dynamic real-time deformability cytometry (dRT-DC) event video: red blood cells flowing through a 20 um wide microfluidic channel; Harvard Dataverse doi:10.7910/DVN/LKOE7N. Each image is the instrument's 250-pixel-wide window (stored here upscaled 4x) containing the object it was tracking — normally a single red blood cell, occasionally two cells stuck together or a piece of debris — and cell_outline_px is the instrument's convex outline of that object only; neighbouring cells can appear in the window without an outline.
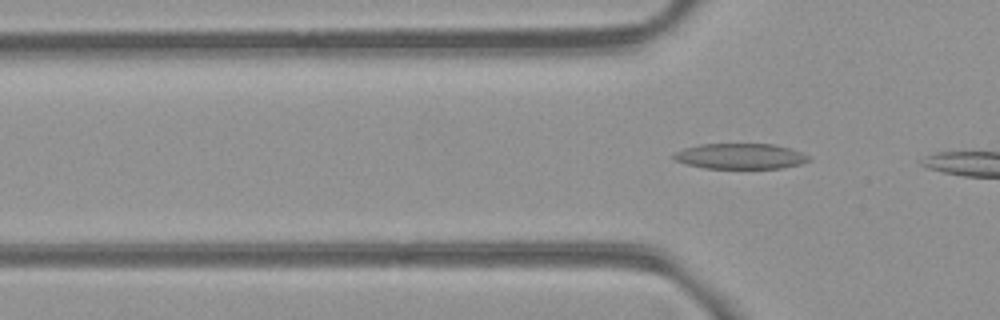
{"species": "common noctule bat (a hibernating species)", "species_latin": "Nyctalus noctula", "temperature_condition": "room temperature", "stored_images_in_passage": 2, "camera_frame_rate_fps": 3000, "um_per_image_px": 0.085, "animal": {"sex": "female", "body_mass_g": 21.9}, "frame": {"image": 1, "passage_image": 2, "time_ms": 1.333, "image_size_px": [1000, 320], "cell_outline_px": [[812, 160], [800, 164], [780, 168], [704, 168], [688, 164], [676, 160], [672, 156], [672, 152], [684, 148], [700, 144], [772, 144], [788, 148], [800, 152], [808, 156]], "centroid_in_image_um": [62.9, 13.27], "position_along_channel_um": 62.9, "area_um2": 19.94}}